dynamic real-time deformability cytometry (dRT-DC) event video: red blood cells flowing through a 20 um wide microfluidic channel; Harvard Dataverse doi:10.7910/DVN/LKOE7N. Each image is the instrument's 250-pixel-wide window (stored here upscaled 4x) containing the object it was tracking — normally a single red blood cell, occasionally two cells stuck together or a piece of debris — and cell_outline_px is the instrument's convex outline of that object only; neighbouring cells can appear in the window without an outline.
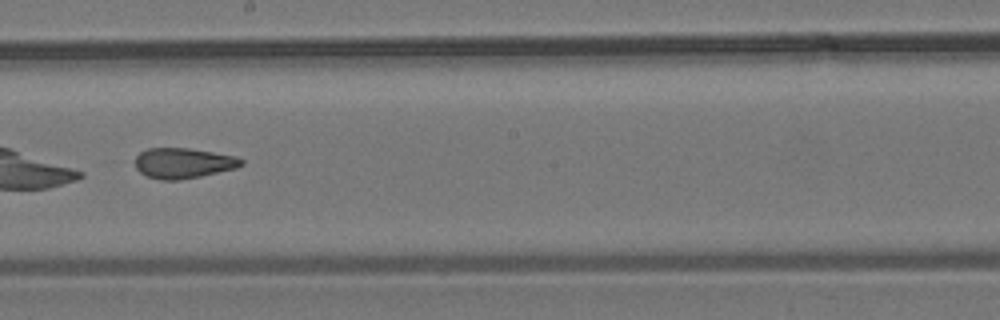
{"species": "common noctule bat (a hibernating species)", "species_latin": "Nyctalus noctula", "temperature_condition": "room temperature", "stored_images_in_passage": 52, "camera_frame_rate_fps": 3000, "um_per_image_px": 0.085, "animal": {"sex": "male", "body_mass_g": 19.2, "forearm_length_mm": 51.8}, "frame": {"image": 1, "passage_image": 30, "time_ms": 9.667, "image_size_px": [1000, 320], "cell_outline_px": [[244, 164], [236, 168], [200, 176], [180, 180], [160, 180], [148, 176], [140, 172], [136, 168], [136, 156], [140, 152], [148, 148], [188, 148], [236, 156], [244, 160]], "centroid_in_image_um": [15.59, 13.86], "position_along_channel_um": 232.6, "area_um2": 18.73}, "authors_computed_cell_mechanics": {"area_um2": 25.9522, "velocity_mm_per_s": 3.8576, "shape_relaxation_time_tau1_ms": null, "shape_relaxation_time_tau2_ms": 1.8596, "deformation_change_tau1": null, "deformation_change_tau2": 0.09}}